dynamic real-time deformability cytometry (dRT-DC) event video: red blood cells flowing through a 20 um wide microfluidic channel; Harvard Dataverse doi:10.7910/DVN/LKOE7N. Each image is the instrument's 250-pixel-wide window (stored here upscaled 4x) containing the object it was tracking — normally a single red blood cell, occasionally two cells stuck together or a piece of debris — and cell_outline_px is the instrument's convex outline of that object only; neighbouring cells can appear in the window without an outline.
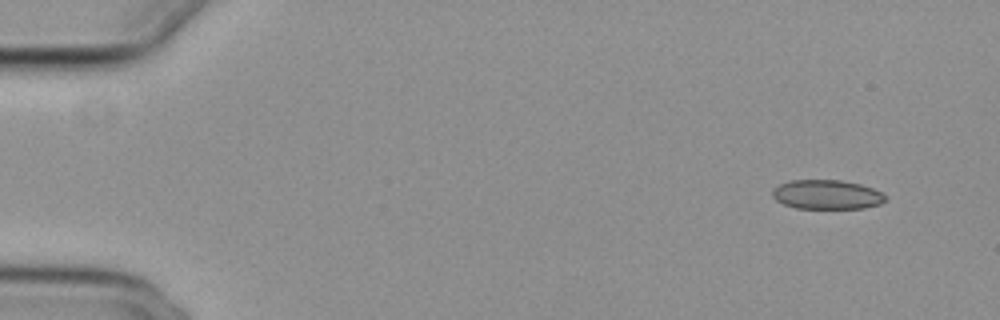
{"species": "common noctule bat (a hibernating species)", "species_latin": "Nyctalus noctula", "temperature_condition": "cold", "stored_images_in_passage": 13, "camera_frame_rate_fps": 3000, "um_per_image_px": 0.085, "animal": {"sex": "female", "body_mass_g": 29.2, "forearm_length_mm": 56.3}, "frame": {"image": 1, "passage_image": 1, "time_ms": 0.0, "image_size_px": [1000, 320], "cell_outline_px": [[884, 200], [880, 204], [864, 208], [796, 208], [784, 204], [776, 200], [772, 196], [772, 192], [780, 184], [788, 180], [840, 180], [860, 184], [872, 188], [880, 192], [884, 196]], "centroid_in_image_um": [70.25, 16.53], "position_along_channel_um": 14.7, "area_um2": 19.07}}
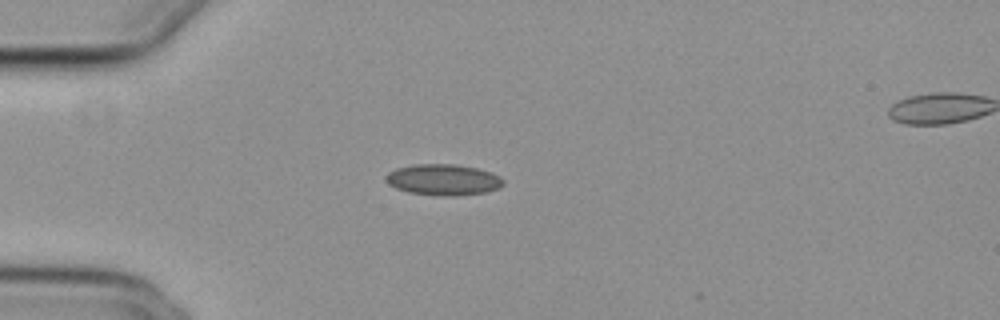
{"frame": {"image": 2, "passage_image": 12, "time_ms": 3.667, "image_size_px": [1000, 320], "cell_outline_px": [[504, 184], [500, 188], [484, 192], [456, 196], [440, 196], [408, 192], [396, 188], [388, 184], [384, 180], [384, 176], [388, 172], [396, 168], [412, 164], [456, 164], [476, 168], [500, 176], [504, 180]], "centroid_in_image_um": [37.64, 15.27], "position_along_channel_um": 47.4, "area_um2": 21.44}}